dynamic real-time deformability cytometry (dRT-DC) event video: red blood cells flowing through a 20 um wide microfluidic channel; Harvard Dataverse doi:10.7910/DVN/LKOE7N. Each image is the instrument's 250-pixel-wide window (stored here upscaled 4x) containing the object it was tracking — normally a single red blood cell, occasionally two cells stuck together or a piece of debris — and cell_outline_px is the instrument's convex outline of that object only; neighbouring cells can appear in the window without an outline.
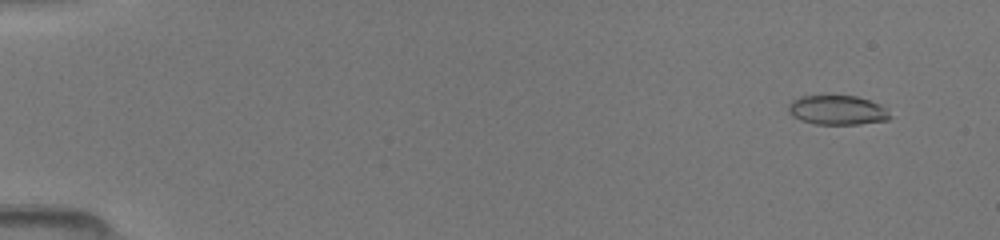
{"species": "common noctule bat (a hibernating species)", "species_latin": "Nyctalus noctula", "temperature_condition": "room temperature", "stored_images_in_passage": 37, "camera_frame_rate_fps": 3000, "um_per_image_px": 0.085, "animal": {"sex": "female", "body_mass_g": 19.5, "forearm_length_mm": 54.1}, "frame": {"image": 1, "passage_image": 7, "time_ms": 1.0, "image_size_px": [1000, 240], "cell_outline_px": [[892, 116], [888, 120], [860, 124], [816, 124], [800, 120], [792, 116], [788, 112], [788, 104], [792, 100], [800, 96], [856, 96], [880, 104]], "centroid_in_image_um": [71.15, 9.36], "position_along_channel_um": 13.9, "area_um2": 17.4}}